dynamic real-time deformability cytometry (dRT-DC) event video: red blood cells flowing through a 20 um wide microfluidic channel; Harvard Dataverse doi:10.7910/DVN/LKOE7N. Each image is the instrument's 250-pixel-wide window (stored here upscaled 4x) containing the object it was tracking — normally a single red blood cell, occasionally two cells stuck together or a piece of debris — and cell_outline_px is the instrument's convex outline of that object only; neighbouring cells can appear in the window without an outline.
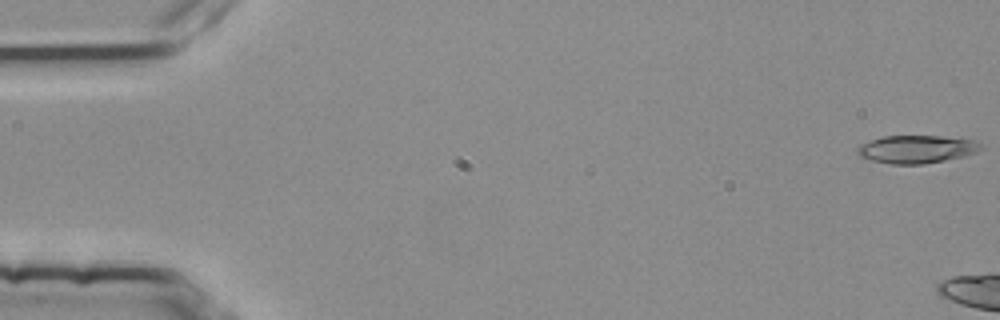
{"species": "common noctule bat (a hibernating species)", "species_latin": "Nyctalus noctula", "temperature_condition": "room temperature", "stored_images_in_passage": 6, "camera_frame_rate_fps": 3000, "um_per_image_px": 0.085, "animal": {"sex": "female", "body_mass_g": 25.1}, "frame": {"image": 1, "passage_image": 1, "time_ms": 0.0, "image_size_px": [1000, 320], "cell_outline_px": [[984, 148], [976, 152], [960, 156], [924, 164], [892, 164], [872, 160], [860, 156], [856, 152], [856, 148], [872, 140], [884, 136], [940, 136], [972, 140], [980, 144]], "centroid_in_image_um": [77.89, 12.68], "position_along_channel_um": 7.1, "area_um2": 19.59}}